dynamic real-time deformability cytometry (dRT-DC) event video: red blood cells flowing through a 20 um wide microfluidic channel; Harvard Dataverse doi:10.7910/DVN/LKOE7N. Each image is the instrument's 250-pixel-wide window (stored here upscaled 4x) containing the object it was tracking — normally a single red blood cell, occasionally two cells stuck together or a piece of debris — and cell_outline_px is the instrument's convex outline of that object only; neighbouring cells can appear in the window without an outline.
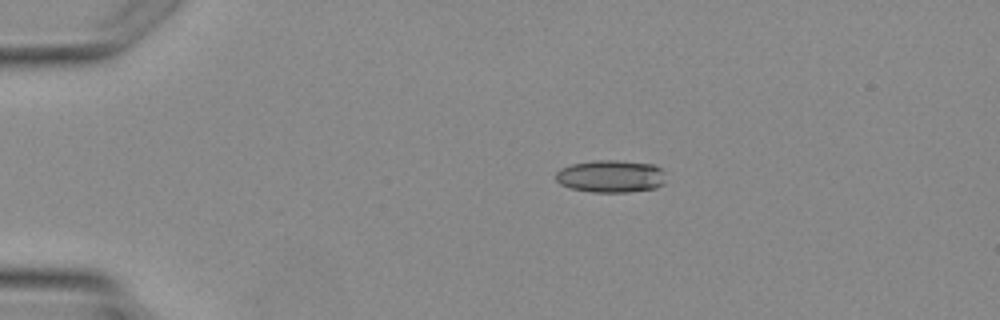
{"species": "Egyptian fruit bat (a non-hibernating species)", "species_latin": "Rousettus aegyptiacus", "temperature_condition": "warm", "stored_images_in_passage": 2, "camera_frame_rate_fps": 3000, "um_per_image_px": 0.085, "animal": {"sex": "female"}, "frame": {"image": 1, "passage_image": 1, "time_ms": 0.0, "image_size_px": [1000, 320], "cell_outline_px": [[664, 184], [656, 188], [628, 192], [592, 192], [572, 188], [560, 184], [556, 180], [556, 172], [560, 168], [572, 164], [596, 160], [616, 160], [656, 164], [664, 172]], "centroid_in_image_um": [51.94, 14.98], "position_along_channel_um": 33.1, "area_um2": 20.92}}